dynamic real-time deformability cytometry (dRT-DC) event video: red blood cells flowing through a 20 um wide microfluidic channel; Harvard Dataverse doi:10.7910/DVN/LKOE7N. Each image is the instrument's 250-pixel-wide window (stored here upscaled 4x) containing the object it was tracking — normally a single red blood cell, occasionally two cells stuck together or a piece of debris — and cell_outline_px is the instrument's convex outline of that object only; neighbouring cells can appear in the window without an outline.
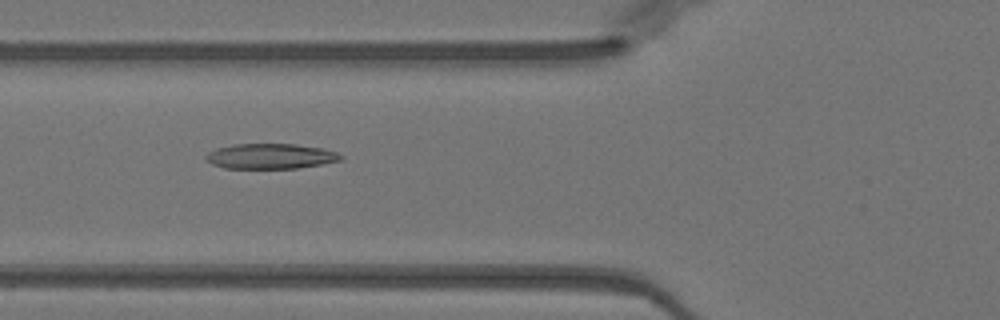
{"species": "Egyptian fruit bat (a non-hibernating species)", "species_latin": "Rousettus aegyptiacus", "temperature_condition": "warm", "stored_images_in_passage": 32, "camera_frame_rate_fps": 3000, "um_per_image_px": 0.085, "animal": {"sex": "female"}, "frame": {"image": 1, "passage_image": 4, "time_ms": 1.0, "image_size_px": [1000, 320], "cell_outline_px": [[344, 156], [340, 160], [320, 164], [296, 168], [224, 168], [212, 164], [204, 156], [208, 152], [216, 148], [232, 144], [296, 144], [324, 148], [336, 152]], "centroid_in_image_um": [22.98, 13.27], "position_along_channel_um": 102.8, "area_um2": 19.77}}
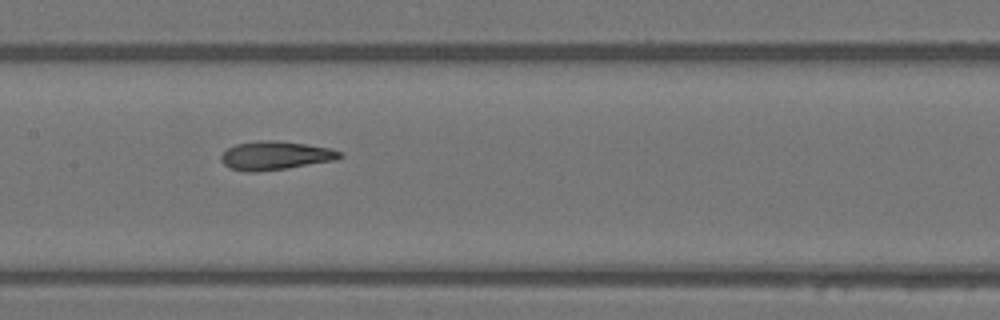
{"frame": {"image": 2, "passage_image": 10, "time_ms": 3.0, "image_size_px": [1000, 320], "cell_outline_px": [[344, 156], [336, 160], [288, 168], [256, 172], [244, 172], [228, 168], [220, 160], [220, 156], [228, 148], [236, 144], [256, 140], [280, 140], [332, 148], [344, 152]], "centroid_in_image_um": [23.43, 13.22], "position_along_channel_um": 184.0, "area_um2": 20.23}}
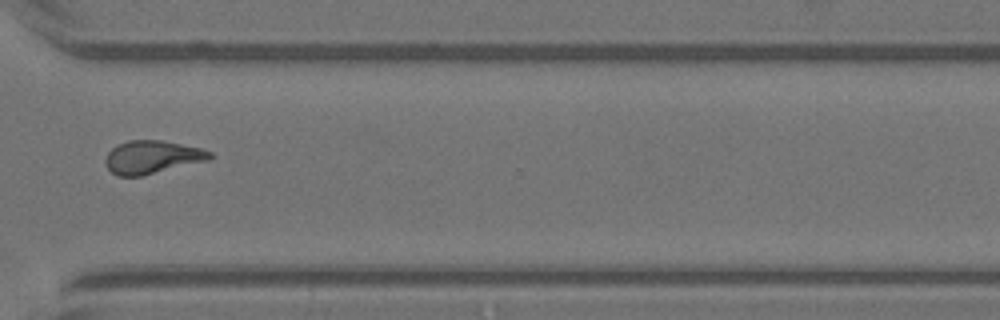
{"frame": {"image": 3, "passage_image": 23, "time_ms": 7.333, "image_size_px": [1000, 320], "cell_outline_px": [[212, 156], [208, 160], [140, 176], [116, 176], [104, 164], [104, 160], [108, 152], [112, 148], [128, 140], [160, 140], [200, 148], [212, 152]], "centroid_in_image_um": [12.89, 13.36], "position_along_channel_um": 357.7, "area_um2": 19.88}, "authors_computed_cell_mechanics": {"area_um2": 19.8254, "velocity_mm_per_s": 4.0269, "shape_relaxation_time_tau1_ms": 6.7117, "shape_relaxation_time_tau2_ms": 2.2687, "deformation_change_tau1": 0.2531, "deformation_change_tau2": 0.1121}}